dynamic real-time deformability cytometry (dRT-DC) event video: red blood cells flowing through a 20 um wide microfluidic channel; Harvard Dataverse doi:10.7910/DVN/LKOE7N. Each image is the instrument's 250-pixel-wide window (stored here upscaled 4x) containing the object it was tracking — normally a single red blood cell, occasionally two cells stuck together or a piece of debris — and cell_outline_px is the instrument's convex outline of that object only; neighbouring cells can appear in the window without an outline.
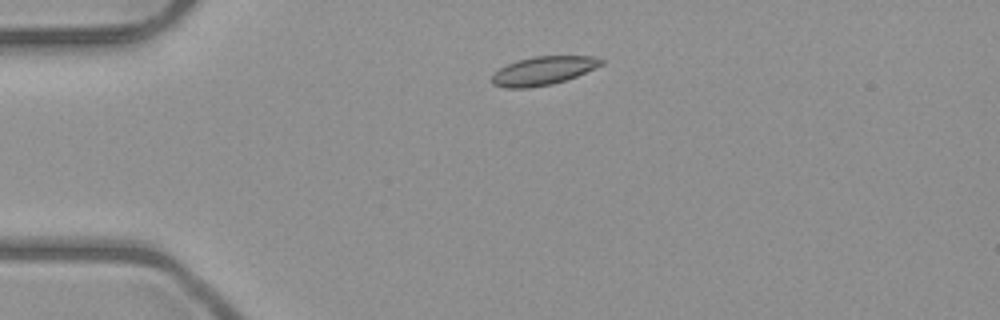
{"species": "common noctule bat (a hibernating species)", "species_latin": "Nyctalus noctula", "temperature_condition": "room temperature", "stored_images_in_passage": 2, "camera_frame_rate_fps": 3000, "um_per_image_px": 0.085, "animal": {"sex": "male", "body_mass_g": 23.1, "forearm_length_mm": 52.7}, "frame": {"image": 1, "passage_image": 1, "time_ms": 0.0, "image_size_px": [1000, 320], "cell_outline_px": [[604, 64], [576, 76], [552, 84], [528, 88], [504, 88], [492, 84], [492, 76], [500, 68], [516, 60], [536, 56], [596, 56], [604, 60]], "centroid_in_image_um": [46.18, 6.01], "position_along_channel_um": 38.8, "area_um2": 18.09}}